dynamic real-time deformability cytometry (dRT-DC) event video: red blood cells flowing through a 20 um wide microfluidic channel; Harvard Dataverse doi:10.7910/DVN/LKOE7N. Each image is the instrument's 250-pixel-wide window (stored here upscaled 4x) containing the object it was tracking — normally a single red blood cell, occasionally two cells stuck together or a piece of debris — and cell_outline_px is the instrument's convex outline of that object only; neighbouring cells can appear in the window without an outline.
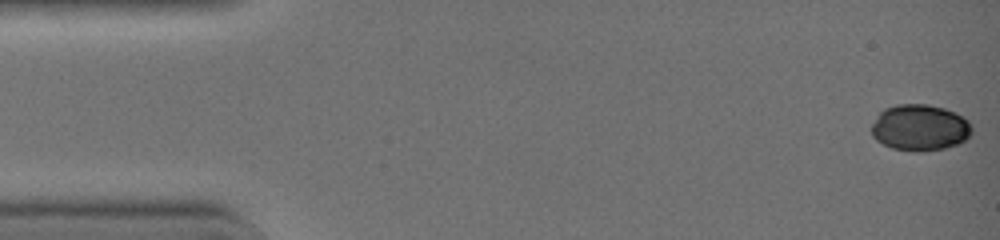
{"species": "common noctule bat (a hibernating species)", "species_latin": "Nyctalus noctula", "temperature_condition": "warm", "stored_images_in_passage": 43, "camera_frame_rate_fps": 3000, "um_per_image_px": 0.085, "animal": {"sex": "female", "body_mass_g": 19.0, "forearm_length_mm": 51.5}, "frame": {"image": 1, "passage_image": 1, "time_ms": 0.0, "image_size_px": [1000, 240], "cell_outline_px": [[972, 132], [964, 140], [956, 144], [944, 148], [916, 152], [892, 148], [876, 140], [872, 136], [872, 124], [880, 112], [884, 108], [896, 104], [928, 104], [944, 108], [968, 120], [972, 128]], "centroid_in_image_um": [78.16, 10.84], "position_along_channel_um": 6.8, "area_um2": 26.88}}
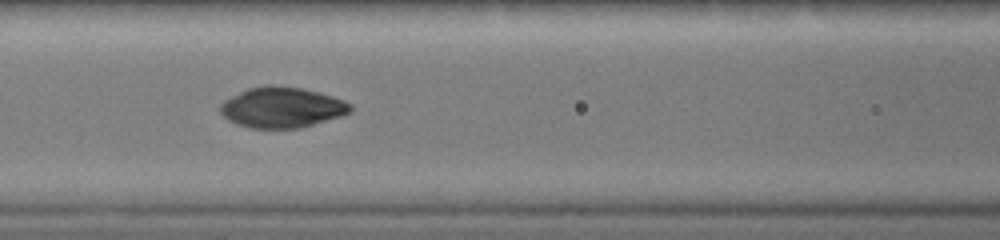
{"frame": {"image": 2, "passage_image": 19, "time_ms": 6.0, "image_size_px": [1000, 240], "cell_outline_px": [[352, 108], [348, 112], [340, 116], [300, 128], [248, 128], [236, 124], [228, 120], [220, 112], [220, 104], [224, 100], [248, 88], [264, 84], [272, 84], [300, 88], [332, 96], [344, 100], [352, 104]], "centroid_in_image_um": [23.92, 9.12], "position_along_channel_um": 142.7, "area_um2": 30.69}}
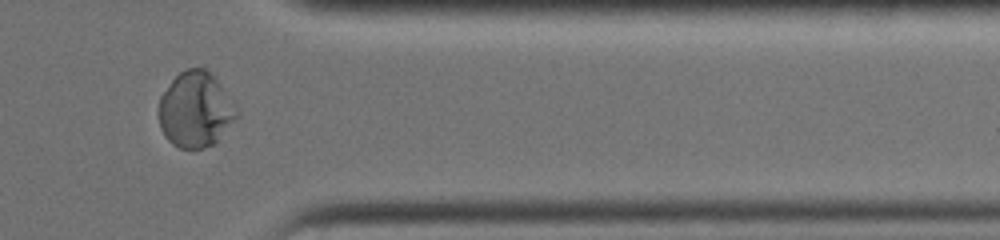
{"frame": {"image": 3, "passage_image": 36, "time_ms": 11.667, "image_size_px": [1000, 240], "cell_outline_px": [[240, 116], [216, 144], [204, 148], [180, 148], [172, 144], [164, 136], [160, 128], [160, 96], [172, 80], [180, 72], [188, 68], [208, 68], [212, 72], [236, 104]], "centroid_in_image_um": [16.68, 9.33], "position_along_channel_um": 394.7, "area_um2": 34.85}}